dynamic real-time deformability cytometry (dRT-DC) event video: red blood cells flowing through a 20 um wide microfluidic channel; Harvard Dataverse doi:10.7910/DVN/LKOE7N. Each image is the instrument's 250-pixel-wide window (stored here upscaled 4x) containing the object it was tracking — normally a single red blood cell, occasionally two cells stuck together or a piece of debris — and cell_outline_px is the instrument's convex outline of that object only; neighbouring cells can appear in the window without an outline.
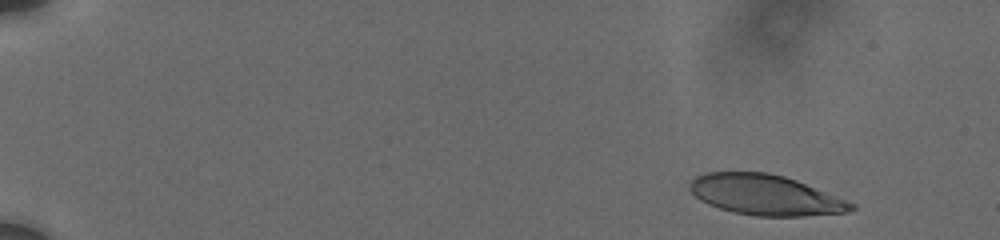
{"species": "human", "species_latin": "Homo sapiens", "temperature_condition": "cold", "stored_images_in_passage": 11, "camera_frame_rate_fps": 3000, "um_per_image_px": 0.085, "donor": {"sex": "male"}, "frame": {"image": 1, "passage_image": 2, "time_ms": 0.333, "image_size_px": [1000, 240], "cell_outline_px": [[856, 208], [848, 212], [804, 216], [756, 216], [732, 212], [708, 204], [700, 200], [688, 188], [688, 184], [696, 176], [708, 172], [768, 172], [784, 176], [796, 180], [856, 204]], "centroid_in_image_um": [65.04, 16.57], "position_along_channel_um": 20.0, "area_um2": 37.92}}
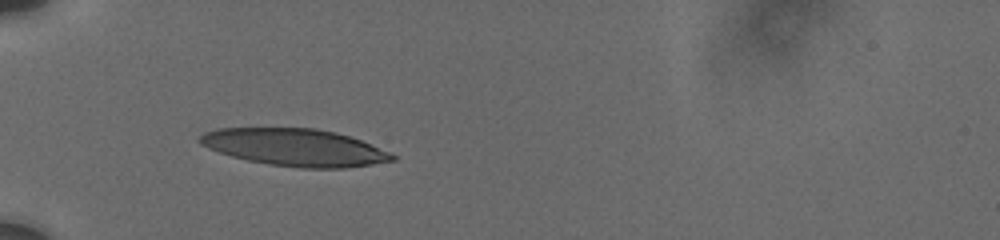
{"frame": {"image": 2, "passage_image": 10, "time_ms": 5.0, "image_size_px": [1000, 240], "cell_outline_px": [[396, 160], [372, 164], [344, 168], [300, 168], [268, 164], [248, 160], [232, 156], [208, 148], [200, 144], [196, 140], [204, 132], [220, 128], [316, 128], [336, 132], [360, 140], [388, 152], [396, 156]], "centroid_in_image_um": [25.03, 12.52], "position_along_channel_um": 60.0, "area_um2": 41.56}}